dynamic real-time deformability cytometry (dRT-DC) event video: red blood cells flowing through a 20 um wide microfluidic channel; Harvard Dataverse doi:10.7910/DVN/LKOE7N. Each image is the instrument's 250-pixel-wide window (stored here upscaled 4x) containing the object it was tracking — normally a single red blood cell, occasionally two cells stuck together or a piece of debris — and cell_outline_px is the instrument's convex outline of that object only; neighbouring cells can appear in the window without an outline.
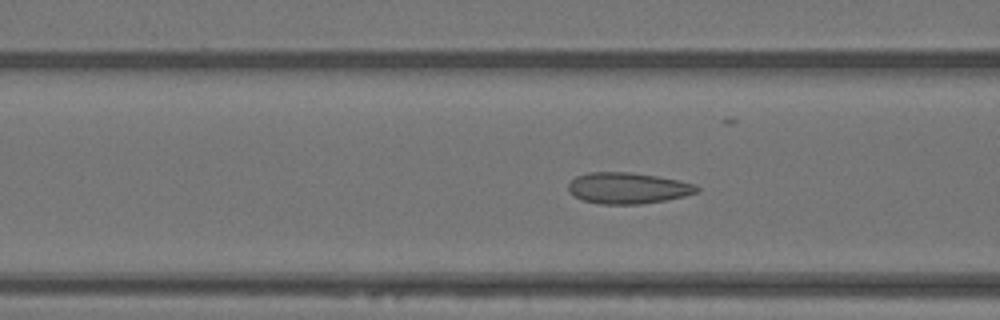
{"species": "Egyptian fruit bat (a non-hibernating species)", "species_latin": "Rousettus aegyptiacus", "temperature_condition": "warm", "stored_images_in_passage": 58, "camera_frame_rate_fps": 3000, "um_per_image_px": 0.085, "animal": {"sex": "female"}, "frame": {"image": 1, "passage_image": 21, "time_ms": 6.667, "image_size_px": [1000, 320], "cell_outline_px": [[700, 188], [696, 192], [684, 196], [664, 200], [640, 204], [600, 204], [584, 200], [568, 192], [568, 184], [576, 176], [588, 172], [632, 172], [680, 180], [696, 184]], "centroid_in_image_um": [53.36, 15.98], "position_along_channel_um": 113.2, "area_um2": 23.29}}
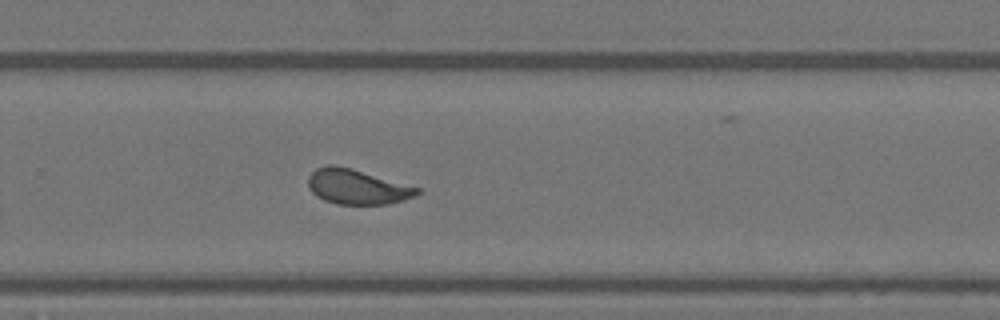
{"frame": {"image": 2, "passage_image": 37, "time_ms": 12.0, "image_size_px": [1000, 320], "cell_outline_px": [[420, 192], [412, 196], [388, 204], [336, 204], [324, 200], [316, 196], [308, 188], [308, 176], [316, 168], [328, 164], [336, 164], [352, 168], [420, 188]], "centroid_in_image_um": [30.28, 15.86], "position_along_channel_um": 299.5, "area_um2": 22.14}}
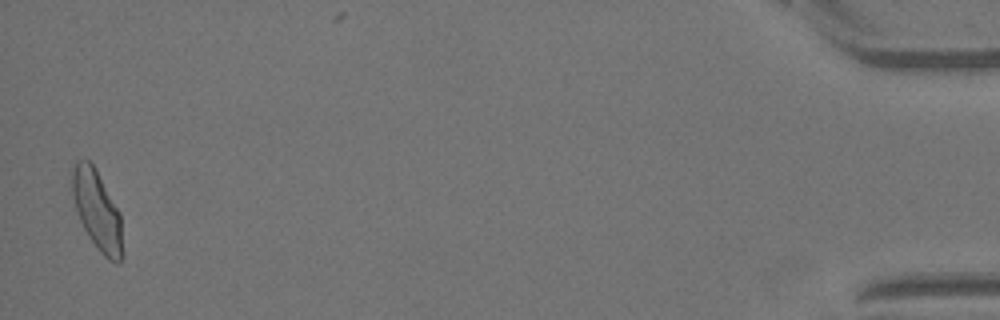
{"frame": {"image": 3, "passage_image": 56, "time_ms": 18.333, "image_size_px": [1000, 320], "cell_outline_px": [[124, 252], [120, 264], [116, 264], [108, 260], [100, 252], [88, 236], [80, 220], [72, 196], [72, 172], [76, 160], [88, 160], [96, 168], [120, 212]], "centroid_in_image_um": [8.29, 17.93], "position_along_channel_um": 426.9, "area_um2": 23.58}, "authors_computed_cell_mechanics": {"area_um2": 22.6865, "velocity_mm_per_s": 3.506, "shape_relaxation_time_tau1_ms": 8.8896, "shape_relaxation_time_tau2_ms": 0.7976, "deformation_change_tau1": 0.158, "deformation_change_tau2": 0.0617}}